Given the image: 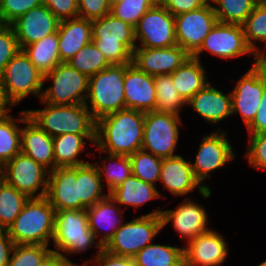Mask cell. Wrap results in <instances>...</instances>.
Wrapping results in <instances>:
<instances>
[{"instance_id": "6da1fadb", "label": "cell", "mask_w": 266, "mask_h": 266, "mask_svg": "<svg viewBox=\"0 0 266 266\" xmlns=\"http://www.w3.org/2000/svg\"><path fill=\"white\" fill-rule=\"evenodd\" d=\"M145 113L123 109L96 121L95 146L104 153L130 156L142 148Z\"/></svg>"}, {"instance_id": "7a4b0ae2", "label": "cell", "mask_w": 266, "mask_h": 266, "mask_svg": "<svg viewBox=\"0 0 266 266\" xmlns=\"http://www.w3.org/2000/svg\"><path fill=\"white\" fill-rule=\"evenodd\" d=\"M55 253L68 257L87 252L93 246L101 252L102 245L91 231L86 209L57 210L55 213L53 240Z\"/></svg>"}, {"instance_id": "3957f363", "label": "cell", "mask_w": 266, "mask_h": 266, "mask_svg": "<svg viewBox=\"0 0 266 266\" xmlns=\"http://www.w3.org/2000/svg\"><path fill=\"white\" fill-rule=\"evenodd\" d=\"M55 213L46 197L29 198L8 228V234L14 244L50 246L54 234Z\"/></svg>"}, {"instance_id": "277c9868", "label": "cell", "mask_w": 266, "mask_h": 266, "mask_svg": "<svg viewBox=\"0 0 266 266\" xmlns=\"http://www.w3.org/2000/svg\"><path fill=\"white\" fill-rule=\"evenodd\" d=\"M44 104L27 110L29 118L51 137L63 134H96V120L85 104Z\"/></svg>"}, {"instance_id": "5b68a950", "label": "cell", "mask_w": 266, "mask_h": 266, "mask_svg": "<svg viewBox=\"0 0 266 266\" xmlns=\"http://www.w3.org/2000/svg\"><path fill=\"white\" fill-rule=\"evenodd\" d=\"M129 65L111 64L89 78L85 105L96 121L125 109L124 74Z\"/></svg>"}, {"instance_id": "8992f818", "label": "cell", "mask_w": 266, "mask_h": 266, "mask_svg": "<svg viewBox=\"0 0 266 266\" xmlns=\"http://www.w3.org/2000/svg\"><path fill=\"white\" fill-rule=\"evenodd\" d=\"M92 42L110 64L132 63L134 27L111 13L92 21Z\"/></svg>"}, {"instance_id": "52a82bcc", "label": "cell", "mask_w": 266, "mask_h": 266, "mask_svg": "<svg viewBox=\"0 0 266 266\" xmlns=\"http://www.w3.org/2000/svg\"><path fill=\"white\" fill-rule=\"evenodd\" d=\"M44 84L43 75L22 49L10 60L0 76L1 92L10 107L17 106L30 94L40 100Z\"/></svg>"}, {"instance_id": "ba28073f", "label": "cell", "mask_w": 266, "mask_h": 266, "mask_svg": "<svg viewBox=\"0 0 266 266\" xmlns=\"http://www.w3.org/2000/svg\"><path fill=\"white\" fill-rule=\"evenodd\" d=\"M162 210L150 213L123 223L114 233L112 239L103 248L107 252L133 258L140 250L153 243V238L163 229Z\"/></svg>"}, {"instance_id": "9c48e42d", "label": "cell", "mask_w": 266, "mask_h": 266, "mask_svg": "<svg viewBox=\"0 0 266 266\" xmlns=\"http://www.w3.org/2000/svg\"><path fill=\"white\" fill-rule=\"evenodd\" d=\"M52 82L42 91L41 103L52 105L85 104L89 77L74 69L68 62L56 65L43 76V82Z\"/></svg>"}, {"instance_id": "30bf717a", "label": "cell", "mask_w": 266, "mask_h": 266, "mask_svg": "<svg viewBox=\"0 0 266 266\" xmlns=\"http://www.w3.org/2000/svg\"><path fill=\"white\" fill-rule=\"evenodd\" d=\"M181 116L169 112L150 111L145 113L143 130V150L166 159L174 154L179 142Z\"/></svg>"}, {"instance_id": "8fae6325", "label": "cell", "mask_w": 266, "mask_h": 266, "mask_svg": "<svg viewBox=\"0 0 266 266\" xmlns=\"http://www.w3.org/2000/svg\"><path fill=\"white\" fill-rule=\"evenodd\" d=\"M266 87V63L260 59L231 90L232 115L240 114L246 128L253 122Z\"/></svg>"}, {"instance_id": "7c38bea8", "label": "cell", "mask_w": 266, "mask_h": 266, "mask_svg": "<svg viewBox=\"0 0 266 266\" xmlns=\"http://www.w3.org/2000/svg\"><path fill=\"white\" fill-rule=\"evenodd\" d=\"M134 30L136 47L167 48L177 45L175 17L159 1L140 18Z\"/></svg>"}, {"instance_id": "4fadbf2b", "label": "cell", "mask_w": 266, "mask_h": 266, "mask_svg": "<svg viewBox=\"0 0 266 266\" xmlns=\"http://www.w3.org/2000/svg\"><path fill=\"white\" fill-rule=\"evenodd\" d=\"M204 50L222 60H231L244 55L252 56L253 65L260 60L247 46L243 25L238 24L217 22L193 57L200 60V54L205 52Z\"/></svg>"}, {"instance_id": "5bb4252c", "label": "cell", "mask_w": 266, "mask_h": 266, "mask_svg": "<svg viewBox=\"0 0 266 266\" xmlns=\"http://www.w3.org/2000/svg\"><path fill=\"white\" fill-rule=\"evenodd\" d=\"M227 136L228 133L221 129L205 134L201 138L195 161L190 162L195 178L205 188H210L204 184L211 177L210 173L235 160L236 154Z\"/></svg>"}, {"instance_id": "9a60e30c", "label": "cell", "mask_w": 266, "mask_h": 266, "mask_svg": "<svg viewBox=\"0 0 266 266\" xmlns=\"http://www.w3.org/2000/svg\"><path fill=\"white\" fill-rule=\"evenodd\" d=\"M5 181L29 198L46 197L49 170L23 153L5 165ZM38 192V194H37Z\"/></svg>"}, {"instance_id": "2e32d148", "label": "cell", "mask_w": 266, "mask_h": 266, "mask_svg": "<svg viewBox=\"0 0 266 266\" xmlns=\"http://www.w3.org/2000/svg\"><path fill=\"white\" fill-rule=\"evenodd\" d=\"M175 17L177 45L193 56L218 22L210 1L203 7Z\"/></svg>"}, {"instance_id": "e0dca14e", "label": "cell", "mask_w": 266, "mask_h": 266, "mask_svg": "<svg viewBox=\"0 0 266 266\" xmlns=\"http://www.w3.org/2000/svg\"><path fill=\"white\" fill-rule=\"evenodd\" d=\"M183 200L176 205L174 210H162L161 218L163 228L171 222L173 229L179 235V239H185L187 241L185 243H188L211 228L208 227L210 223H208L209 217L205 207L190 197Z\"/></svg>"}, {"instance_id": "ac0fdd59", "label": "cell", "mask_w": 266, "mask_h": 266, "mask_svg": "<svg viewBox=\"0 0 266 266\" xmlns=\"http://www.w3.org/2000/svg\"><path fill=\"white\" fill-rule=\"evenodd\" d=\"M190 162L181 155L163 159L159 183L161 181L172 196L186 197L197 190L203 198H209L211 188L203 187L195 178Z\"/></svg>"}, {"instance_id": "d6986e66", "label": "cell", "mask_w": 266, "mask_h": 266, "mask_svg": "<svg viewBox=\"0 0 266 266\" xmlns=\"http://www.w3.org/2000/svg\"><path fill=\"white\" fill-rule=\"evenodd\" d=\"M222 233L210 229L190 240L184 248V266H220L229 256Z\"/></svg>"}, {"instance_id": "ffe728a7", "label": "cell", "mask_w": 266, "mask_h": 266, "mask_svg": "<svg viewBox=\"0 0 266 266\" xmlns=\"http://www.w3.org/2000/svg\"><path fill=\"white\" fill-rule=\"evenodd\" d=\"M59 20L44 5L32 8L10 24L20 49L57 32Z\"/></svg>"}, {"instance_id": "44dd1931", "label": "cell", "mask_w": 266, "mask_h": 266, "mask_svg": "<svg viewBox=\"0 0 266 266\" xmlns=\"http://www.w3.org/2000/svg\"><path fill=\"white\" fill-rule=\"evenodd\" d=\"M189 56L179 45L167 48L136 47L132 64L154 77L173 73Z\"/></svg>"}, {"instance_id": "7402d4cb", "label": "cell", "mask_w": 266, "mask_h": 266, "mask_svg": "<svg viewBox=\"0 0 266 266\" xmlns=\"http://www.w3.org/2000/svg\"><path fill=\"white\" fill-rule=\"evenodd\" d=\"M76 179L77 166L57 167L49 171L46 198L55 211L87 208L78 198L79 190Z\"/></svg>"}, {"instance_id": "603a6c76", "label": "cell", "mask_w": 266, "mask_h": 266, "mask_svg": "<svg viewBox=\"0 0 266 266\" xmlns=\"http://www.w3.org/2000/svg\"><path fill=\"white\" fill-rule=\"evenodd\" d=\"M125 109L154 111L156 94L154 77L130 64L124 74Z\"/></svg>"}, {"instance_id": "cb8c5ba5", "label": "cell", "mask_w": 266, "mask_h": 266, "mask_svg": "<svg viewBox=\"0 0 266 266\" xmlns=\"http://www.w3.org/2000/svg\"><path fill=\"white\" fill-rule=\"evenodd\" d=\"M86 211L90 229L97 240L100 236L98 242L104 248L117 229L124 223L125 211L110 195L86 208Z\"/></svg>"}, {"instance_id": "d4e9b609", "label": "cell", "mask_w": 266, "mask_h": 266, "mask_svg": "<svg viewBox=\"0 0 266 266\" xmlns=\"http://www.w3.org/2000/svg\"><path fill=\"white\" fill-rule=\"evenodd\" d=\"M210 83L199 90L186 106L194 109L207 123L218 125L220 121L233 117L232 96L231 92L223 93Z\"/></svg>"}, {"instance_id": "484cf974", "label": "cell", "mask_w": 266, "mask_h": 266, "mask_svg": "<svg viewBox=\"0 0 266 266\" xmlns=\"http://www.w3.org/2000/svg\"><path fill=\"white\" fill-rule=\"evenodd\" d=\"M21 127V153L32 158L49 171L55 169L53 137L48 135L29 117Z\"/></svg>"}, {"instance_id": "4316f807", "label": "cell", "mask_w": 266, "mask_h": 266, "mask_svg": "<svg viewBox=\"0 0 266 266\" xmlns=\"http://www.w3.org/2000/svg\"><path fill=\"white\" fill-rule=\"evenodd\" d=\"M61 62H68L81 48L92 42V21L76 17L61 20L57 29Z\"/></svg>"}, {"instance_id": "83f0119b", "label": "cell", "mask_w": 266, "mask_h": 266, "mask_svg": "<svg viewBox=\"0 0 266 266\" xmlns=\"http://www.w3.org/2000/svg\"><path fill=\"white\" fill-rule=\"evenodd\" d=\"M86 139V140H85ZM96 134H63L53 137L55 168L57 167H76L85 165L79 159V155L84 152L85 148L95 146Z\"/></svg>"}, {"instance_id": "f1b7e54d", "label": "cell", "mask_w": 266, "mask_h": 266, "mask_svg": "<svg viewBox=\"0 0 266 266\" xmlns=\"http://www.w3.org/2000/svg\"><path fill=\"white\" fill-rule=\"evenodd\" d=\"M170 75L174 87L186 102L209 83L205 67L193 56H189Z\"/></svg>"}, {"instance_id": "f546056e", "label": "cell", "mask_w": 266, "mask_h": 266, "mask_svg": "<svg viewBox=\"0 0 266 266\" xmlns=\"http://www.w3.org/2000/svg\"><path fill=\"white\" fill-rule=\"evenodd\" d=\"M109 195L120 206H132L136 209L153 199L163 197L157 186L146 183L133 174Z\"/></svg>"}, {"instance_id": "4dcf8cb0", "label": "cell", "mask_w": 266, "mask_h": 266, "mask_svg": "<svg viewBox=\"0 0 266 266\" xmlns=\"http://www.w3.org/2000/svg\"><path fill=\"white\" fill-rule=\"evenodd\" d=\"M9 112L0 120V162L4 165L21 153V126L29 117L27 110L20 111L19 117Z\"/></svg>"}, {"instance_id": "1f68e13d", "label": "cell", "mask_w": 266, "mask_h": 266, "mask_svg": "<svg viewBox=\"0 0 266 266\" xmlns=\"http://www.w3.org/2000/svg\"><path fill=\"white\" fill-rule=\"evenodd\" d=\"M134 266H184V248L152 243L133 257Z\"/></svg>"}, {"instance_id": "d6a6232c", "label": "cell", "mask_w": 266, "mask_h": 266, "mask_svg": "<svg viewBox=\"0 0 266 266\" xmlns=\"http://www.w3.org/2000/svg\"><path fill=\"white\" fill-rule=\"evenodd\" d=\"M58 43V34L55 32L35 43L27 45L23 49L30 61L43 76L61 63Z\"/></svg>"}, {"instance_id": "836d02e7", "label": "cell", "mask_w": 266, "mask_h": 266, "mask_svg": "<svg viewBox=\"0 0 266 266\" xmlns=\"http://www.w3.org/2000/svg\"><path fill=\"white\" fill-rule=\"evenodd\" d=\"M79 199L88 208L104 199L109 193H103L104 184L94 163L77 166Z\"/></svg>"}, {"instance_id": "e575fe53", "label": "cell", "mask_w": 266, "mask_h": 266, "mask_svg": "<svg viewBox=\"0 0 266 266\" xmlns=\"http://www.w3.org/2000/svg\"><path fill=\"white\" fill-rule=\"evenodd\" d=\"M107 154V158L105 159H102L101 156H99V160L101 161L99 164L98 162H95L94 164L98 169L101 180L105 178L108 190L107 193L110 194L132 175V167L130 156ZM103 176L105 177L103 178Z\"/></svg>"}, {"instance_id": "d590c367", "label": "cell", "mask_w": 266, "mask_h": 266, "mask_svg": "<svg viewBox=\"0 0 266 266\" xmlns=\"http://www.w3.org/2000/svg\"><path fill=\"white\" fill-rule=\"evenodd\" d=\"M247 46L259 59L266 58V4L257 3L243 24ZM256 42L264 44L260 50Z\"/></svg>"}, {"instance_id": "8d00e7d4", "label": "cell", "mask_w": 266, "mask_h": 266, "mask_svg": "<svg viewBox=\"0 0 266 266\" xmlns=\"http://www.w3.org/2000/svg\"><path fill=\"white\" fill-rule=\"evenodd\" d=\"M157 112H169L181 116L180 112L187 105L181 97L170 74L154 76Z\"/></svg>"}, {"instance_id": "74e56055", "label": "cell", "mask_w": 266, "mask_h": 266, "mask_svg": "<svg viewBox=\"0 0 266 266\" xmlns=\"http://www.w3.org/2000/svg\"><path fill=\"white\" fill-rule=\"evenodd\" d=\"M28 200L5 180L0 184V229L8 230Z\"/></svg>"}, {"instance_id": "f35d334b", "label": "cell", "mask_w": 266, "mask_h": 266, "mask_svg": "<svg viewBox=\"0 0 266 266\" xmlns=\"http://www.w3.org/2000/svg\"><path fill=\"white\" fill-rule=\"evenodd\" d=\"M221 23L243 25L257 5L256 0H209Z\"/></svg>"}, {"instance_id": "ab89813d", "label": "cell", "mask_w": 266, "mask_h": 266, "mask_svg": "<svg viewBox=\"0 0 266 266\" xmlns=\"http://www.w3.org/2000/svg\"><path fill=\"white\" fill-rule=\"evenodd\" d=\"M68 63L89 78L111 65L93 42L81 48Z\"/></svg>"}, {"instance_id": "60d3db41", "label": "cell", "mask_w": 266, "mask_h": 266, "mask_svg": "<svg viewBox=\"0 0 266 266\" xmlns=\"http://www.w3.org/2000/svg\"><path fill=\"white\" fill-rule=\"evenodd\" d=\"M161 158L143 149L130 155L132 174L142 181L151 185H156L162 168Z\"/></svg>"}, {"instance_id": "b9f144b4", "label": "cell", "mask_w": 266, "mask_h": 266, "mask_svg": "<svg viewBox=\"0 0 266 266\" xmlns=\"http://www.w3.org/2000/svg\"><path fill=\"white\" fill-rule=\"evenodd\" d=\"M158 0H121L111 5L110 13L135 27Z\"/></svg>"}, {"instance_id": "7bdbcfd3", "label": "cell", "mask_w": 266, "mask_h": 266, "mask_svg": "<svg viewBox=\"0 0 266 266\" xmlns=\"http://www.w3.org/2000/svg\"><path fill=\"white\" fill-rule=\"evenodd\" d=\"M48 247L39 244H15L8 266H39L52 251Z\"/></svg>"}, {"instance_id": "ee69618b", "label": "cell", "mask_w": 266, "mask_h": 266, "mask_svg": "<svg viewBox=\"0 0 266 266\" xmlns=\"http://www.w3.org/2000/svg\"><path fill=\"white\" fill-rule=\"evenodd\" d=\"M41 4L43 0H0V20L3 25H10L18 17Z\"/></svg>"}, {"instance_id": "f6af8a7d", "label": "cell", "mask_w": 266, "mask_h": 266, "mask_svg": "<svg viewBox=\"0 0 266 266\" xmlns=\"http://www.w3.org/2000/svg\"><path fill=\"white\" fill-rule=\"evenodd\" d=\"M244 157L253 169L266 171V132L249 135Z\"/></svg>"}, {"instance_id": "bcb514c9", "label": "cell", "mask_w": 266, "mask_h": 266, "mask_svg": "<svg viewBox=\"0 0 266 266\" xmlns=\"http://www.w3.org/2000/svg\"><path fill=\"white\" fill-rule=\"evenodd\" d=\"M19 50V43L13 28L10 25H2L0 27V76Z\"/></svg>"}, {"instance_id": "7dc6e473", "label": "cell", "mask_w": 266, "mask_h": 266, "mask_svg": "<svg viewBox=\"0 0 266 266\" xmlns=\"http://www.w3.org/2000/svg\"><path fill=\"white\" fill-rule=\"evenodd\" d=\"M78 17L96 20L110 13L111 5L108 0H77Z\"/></svg>"}, {"instance_id": "c3c4849f", "label": "cell", "mask_w": 266, "mask_h": 266, "mask_svg": "<svg viewBox=\"0 0 266 266\" xmlns=\"http://www.w3.org/2000/svg\"><path fill=\"white\" fill-rule=\"evenodd\" d=\"M43 4L59 21L78 17L77 0H43Z\"/></svg>"}, {"instance_id": "681fc988", "label": "cell", "mask_w": 266, "mask_h": 266, "mask_svg": "<svg viewBox=\"0 0 266 266\" xmlns=\"http://www.w3.org/2000/svg\"><path fill=\"white\" fill-rule=\"evenodd\" d=\"M133 266V258L117 256L102 250L90 260L80 264V266Z\"/></svg>"}, {"instance_id": "f907efd6", "label": "cell", "mask_w": 266, "mask_h": 266, "mask_svg": "<svg viewBox=\"0 0 266 266\" xmlns=\"http://www.w3.org/2000/svg\"><path fill=\"white\" fill-rule=\"evenodd\" d=\"M173 16L205 6L209 0H158Z\"/></svg>"}, {"instance_id": "816d5d0a", "label": "cell", "mask_w": 266, "mask_h": 266, "mask_svg": "<svg viewBox=\"0 0 266 266\" xmlns=\"http://www.w3.org/2000/svg\"><path fill=\"white\" fill-rule=\"evenodd\" d=\"M248 135L266 132V87L264 89L261 104L253 122L246 128Z\"/></svg>"}, {"instance_id": "f5cc1de1", "label": "cell", "mask_w": 266, "mask_h": 266, "mask_svg": "<svg viewBox=\"0 0 266 266\" xmlns=\"http://www.w3.org/2000/svg\"><path fill=\"white\" fill-rule=\"evenodd\" d=\"M14 245L8 231L0 229V266H8Z\"/></svg>"}, {"instance_id": "db71d44e", "label": "cell", "mask_w": 266, "mask_h": 266, "mask_svg": "<svg viewBox=\"0 0 266 266\" xmlns=\"http://www.w3.org/2000/svg\"><path fill=\"white\" fill-rule=\"evenodd\" d=\"M39 266H80L71 260H67L59 253L51 251L39 264Z\"/></svg>"}, {"instance_id": "11a10c76", "label": "cell", "mask_w": 266, "mask_h": 266, "mask_svg": "<svg viewBox=\"0 0 266 266\" xmlns=\"http://www.w3.org/2000/svg\"><path fill=\"white\" fill-rule=\"evenodd\" d=\"M12 108L10 106H0V120L4 117L8 112H11Z\"/></svg>"}, {"instance_id": "9f6ffc18", "label": "cell", "mask_w": 266, "mask_h": 266, "mask_svg": "<svg viewBox=\"0 0 266 266\" xmlns=\"http://www.w3.org/2000/svg\"><path fill=\"white\" fill-rule=\"evenodd\" d=\"M5 180V167L2 162H0V184Z\"/></svg>"}, {"instance_id": "6f0895ef", "label": "cell", "mask_w": 266, "mask_h": 266, "mask_svg": "<svg viewBox=\"0 0 266 266\" xmlns=\"http://www.w3.org/2000/svg\"><path fill=\"white\" fill-rule=\"evenodd\" d=\"M0 106H9V105L5 102V100H4V98H3V95H2V92H1V87H0Z\"/></svg>"}, {"instance_id": "680465c9", "label": "cell", "mask_w": 266, "mask_h": 266, "mask_svg": "<svg viewBox=\"0 0 266 266\" xmlns=\"http://www.w3.org/2000/svg\"><path fill=\"white\" fill-rule=\"evenodd\" d=\"M110 5H113L121 0H108Z\"/></svg>"}, {"instance_id": "91938a15", "label": "cell", "mask_w": 266, "mask_h": 266, "mask_svg": "<svg viewBox=\"0 0 266 266\" xmlns=\"http://www.w3.org/2000/svg\"><path fill=\"white\" fill-rule=\"evenodd\" d=\"M257 3L266 4V0H256Z\"/></svg>"}, {"instance_id": "94428289", "label": "cell", "mask_w": 266, "mask_h": 266, "mask_svg": "<svg viewBox=\"0 0 266 266\" xmlns=\"http://www.w3.org/2000/svg\"><path fill=\"white\" fill-rule=\"evenodd\" d=\"M258 266H266V260H264L263 262H261Z\"/></svg>"}]
</instances>
